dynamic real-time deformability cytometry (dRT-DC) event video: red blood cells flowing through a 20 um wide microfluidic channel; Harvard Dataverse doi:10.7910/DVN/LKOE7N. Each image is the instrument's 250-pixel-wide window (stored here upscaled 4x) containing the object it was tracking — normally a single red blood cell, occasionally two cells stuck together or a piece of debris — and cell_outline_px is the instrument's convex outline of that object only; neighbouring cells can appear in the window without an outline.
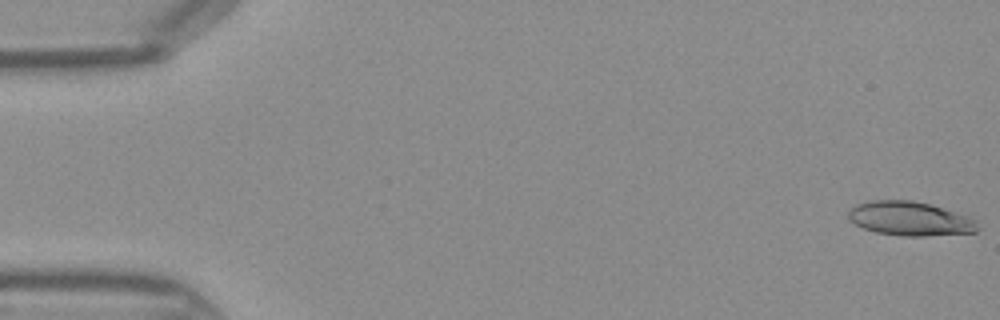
{"species": "Egyptian fruit bat (a non-hibernating species)", "species_latin": "Rousettus aegyptiacus", "temperature_condition": "warm", "stored_images_in_passage": 45, "camera_frame_rate_fps": 3000, "um_per_image_px": 0.085, "frame": {"image": 1, "passage_image": 1, "time_ms": 0.0, "image_size_px": [1000, 320], "cell_outline_px": [[980, 228], [976, 232], [924, 236], [900, 236], [876, 232], [864, 228], [856, 224], [848, 216], [848, 208], [856, 204], [868, 200], [912, 200], [932, 204], [976, 220]], "centroid_in_image_um": [77.33, 18.58], "position_along_channel_um": 7.7, "area_um2": 25.72}}
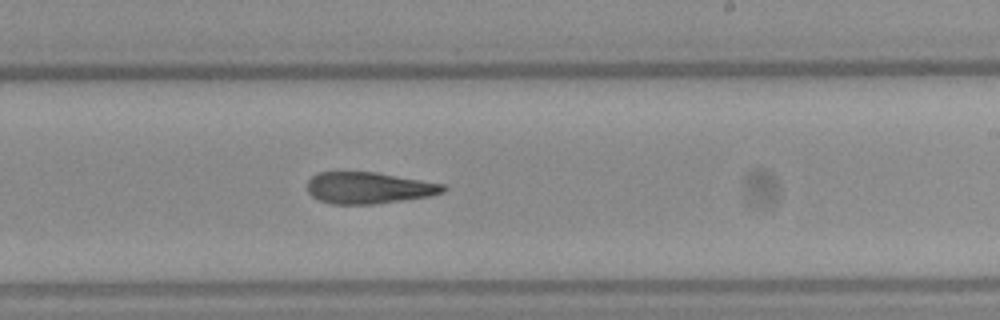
{"frame": {"image": 2, "passage_image": 27, "time_ms": 8.667, "image_size_px": [1000, 320], "cell_outline_px": [[448, 188], [444, 192], [428, 196], [372, 204], [332, 204], [320, 200], [312, 196], [308, 192], [308, 180], [312, 176], [320, 172], [376, 172], [444, 184]], "centroid_in_image_um": [31.34, 15.96], "position_along_channel_um": 257.7, "area_um2": 24.74}}
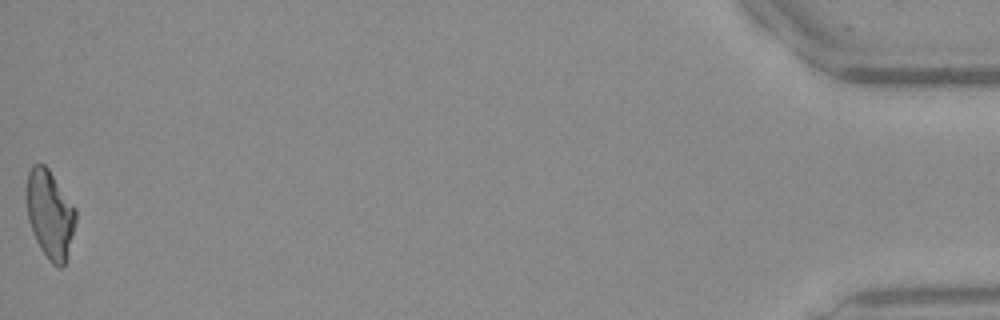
{"frame": {"image": 3, "passage_image": 45, "time_ms": 14.667, "image_size_px": [1000, 320], "cell_outline_px": [[76, 220], [72, 236], [64, 264], [60, 268], [52, 264], [48, 260], [40, 248], [32, 232], [28, 220], [24, 196], [28, 172], [32, 164], [44, 164], [48, 168], [76, 208]], "centroid_in_image_um": [4.2, 18.17], "position_along_channel_um": 431.0, "area_um2": 25.55}}